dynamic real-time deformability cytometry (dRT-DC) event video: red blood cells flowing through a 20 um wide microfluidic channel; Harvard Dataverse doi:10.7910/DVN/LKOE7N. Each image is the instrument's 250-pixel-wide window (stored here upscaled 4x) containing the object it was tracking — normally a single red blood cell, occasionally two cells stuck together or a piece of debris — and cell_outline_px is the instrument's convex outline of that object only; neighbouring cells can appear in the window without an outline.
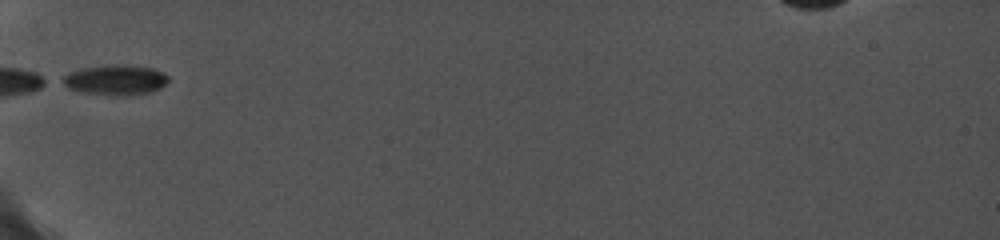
{"species": "common noctule bat (a hibernating species)", "species_latin": "Nyctalus noctula", "temperature_condition": "cold", "stored_images_in_passage": 7, "camera_frame_rate_fps": 5000, "um_per_image_px": 0.085, "animal": {"sex": "female", "body_mass_g": 19.0, "forearm_length_mm": 56.7}, "frame": {"image": 1, "passage_image": 1, "time_ms": 0.0, "image_size_px": [1000, 240], "cell_outline_px": [[168, 80], [160, 88], [148, 92], [88, 92], [72, 88], [56, 80], [72, 72], [84, 68], [116, 64], [124, 64], [152, 68], [168, 76]], "centroid_in_image_um": [9.8, 6.72], "position_along_channel_um": 75.2, "area_um2": 17.17}}